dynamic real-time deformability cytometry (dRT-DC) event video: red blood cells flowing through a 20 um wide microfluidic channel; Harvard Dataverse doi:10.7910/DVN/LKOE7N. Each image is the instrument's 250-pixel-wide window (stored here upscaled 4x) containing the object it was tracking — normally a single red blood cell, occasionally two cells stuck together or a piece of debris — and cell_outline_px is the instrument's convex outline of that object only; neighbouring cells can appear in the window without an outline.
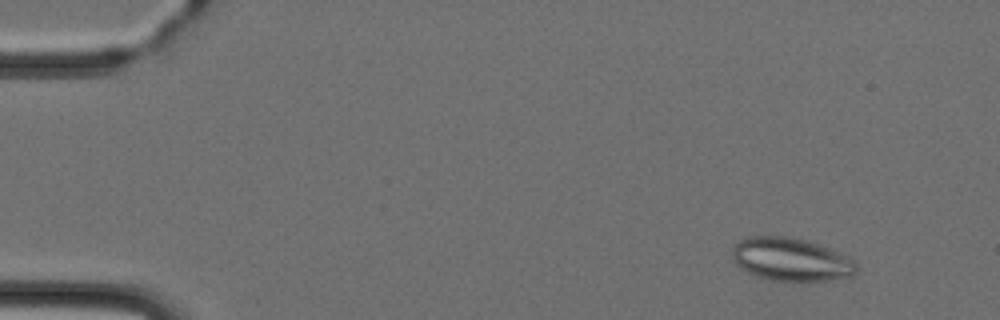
{"species": "Egyptian fruit bat (a non-hibernating species)", "species_latin": "Rousettus aegyptiacus", "temperature_condition": "cold", "stored_images_in_passage": 5, "camera_frame_rate_fps": 3000, "um_per_image_px": 0.085, "animal": {"sex": "female"}, "frame": {"image": 1, "passage_image": 2, "time_ms": 1.333, "image_size_px": [1000, 320], "cell_outline_px": [[860, 268], [852, 276], [824, 280], [772, 280], [756, 276], [740, 268], [732, 260], [732, 248], [740, 240], [748, 236], [792, 236], [808, 240], [828, 248], [852, 260]], "centroid_in_image_um": [67.19, 22.03], "position_along_channel_um": 17.8, "area_um2": 31.04}}